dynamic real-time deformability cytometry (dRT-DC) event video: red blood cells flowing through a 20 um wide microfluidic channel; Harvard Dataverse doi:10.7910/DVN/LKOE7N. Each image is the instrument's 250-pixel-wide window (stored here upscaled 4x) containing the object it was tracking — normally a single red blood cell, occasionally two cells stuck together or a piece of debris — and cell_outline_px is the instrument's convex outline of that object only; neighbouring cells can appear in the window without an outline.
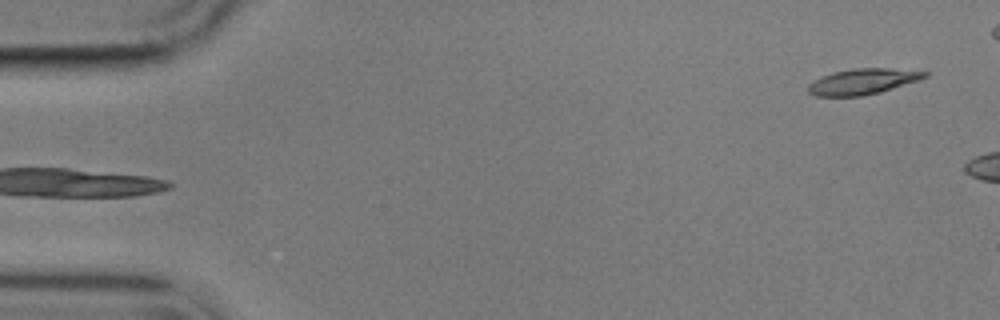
{"species": "common noctule bat (a hibernating species)", "species_latin": "Nyctalus noctula", "temperature_condition": "cold", "stored_images_in_passage": 3, "segment_of_instrument_passage": [2, 2], "camera_frame_rate_fps": 3000, "um_per_image_px": 0.085, "animal": {"sex": "male", "body_mass_g": 17.9}, "frame": {"image": 1, "passage_image": 3, "time_ms": 2.667, "image_size_px": [1000, 320], "cell_outline_px": [[928, 76], [920, 80], [880, 92], [860, 96], [816, 96], [808, 92], [808, 84], [832, 72], [852, 68], [888, 68], [928, 72]], "centroid_in_image_um": [73.35, 6.93], "position_along_channel_um": 11.7, "area_um2": 17.34}}